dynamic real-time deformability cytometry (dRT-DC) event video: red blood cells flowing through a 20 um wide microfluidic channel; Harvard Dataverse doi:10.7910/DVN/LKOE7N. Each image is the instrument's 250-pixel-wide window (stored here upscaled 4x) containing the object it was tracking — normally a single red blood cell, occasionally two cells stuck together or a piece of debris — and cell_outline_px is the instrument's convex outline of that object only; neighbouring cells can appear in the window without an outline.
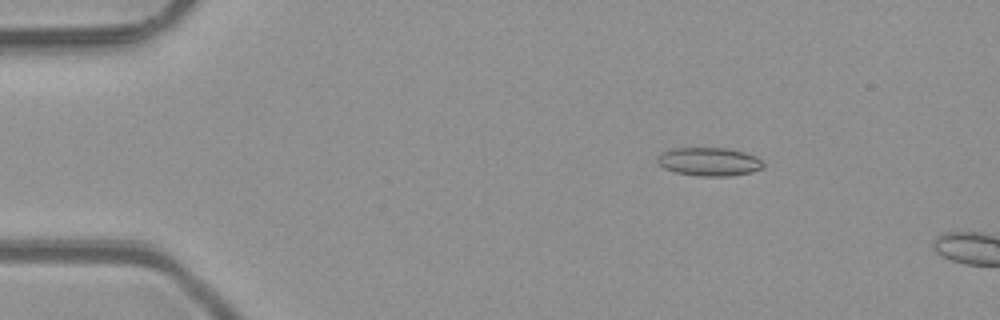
{"species": "common noctule bat (a hibernating species)", "species_latin": "Nyctalus noctula", "temperature_condition": "room temperature", "stored_images_in_passage": 5, "camera_frame_rate_fps": 3000, "um_per_image_px": 0.085, "animal": {"sex": "male", "body_mass_g": 23.1, "forearm_length_mm": 52.7}, "frame": {"image": 1, "passage_image": 2, "time_ms": 0.333, "image_size_px": [1000, 320], "cell_outline_px": [[764, 168], [752, 172], [728, 176], [700, 176], [676, 172], [664, 168], [656, 160], [656, 156], [660, 152], [672, 148], [728, 148], [744, 152], [756, 156], [764, 164]], "centroid_in_image_um": [60.26, 13.73], "position_along_channel_um": 24.7, "area_um2": 17.63}}